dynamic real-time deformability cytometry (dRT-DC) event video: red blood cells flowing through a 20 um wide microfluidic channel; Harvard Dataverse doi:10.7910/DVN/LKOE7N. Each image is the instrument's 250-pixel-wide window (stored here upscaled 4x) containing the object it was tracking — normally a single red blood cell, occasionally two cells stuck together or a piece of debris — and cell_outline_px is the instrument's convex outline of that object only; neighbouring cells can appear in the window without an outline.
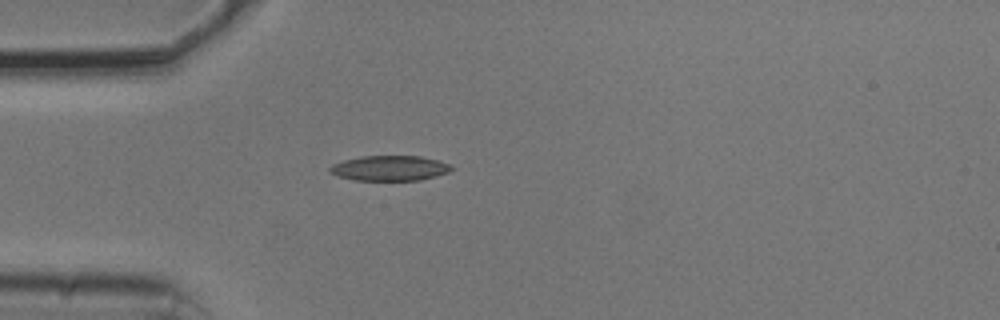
{"species": "common noctule bat (a hibernating species)", "species_latin": "Nyctalus noctula", "temperature_condition": "cold", "stored_images_in_passage": 39, "camera_frame_rate_fps": 3000, "um_per_image_px": 0.085, "animal": {"sex": "male", "body_mass_g": 20.5, "forearm_length_mm": 52.5}, "frame": {"image": 1, "passage_image": 1, "time_ms": 0.0, "image_size_px": [1000, 320], "cell_outline_px": [[456, 168], [448, 172], [436, 176], [420, 180], [352, 180], [336, 176], [328, 172], [328, 168], [332, 164], [344, 160], [360, 156], [420, 156], [440, 160]], "centroid_in_image_um": [33.1, 14.29], "position_along_channel_um": 51.9, "area_um2": 18.03}}
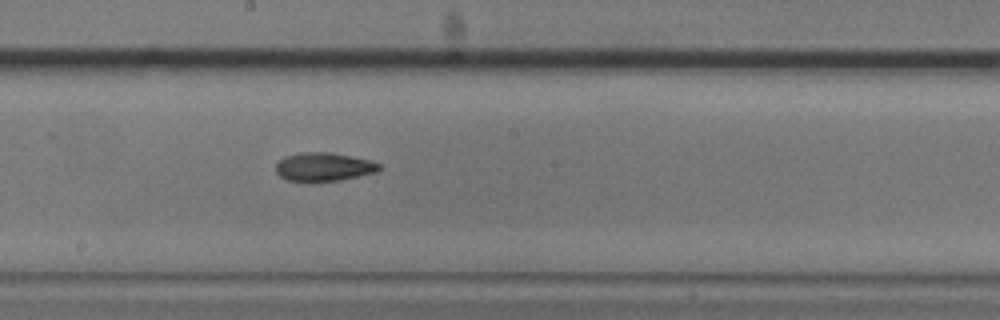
{"frame": {"image": 2, "passage_image": 15, "time_ms": 4.667, "image_size_px": [1000, 320], "cell_outline_px": [[384, 168], [380, 172], [340, 180], [316, 184], [308, 184], [288, 180], [280, 176], [276, 172], [276, 164], [284, 156], [300, 152], [332, 152], [372, 160], [380, 164]], "centroid_in_image_um": [27.56, 14.22], "position_along_channel_um": 220.6, "area_um2": 18.15}}
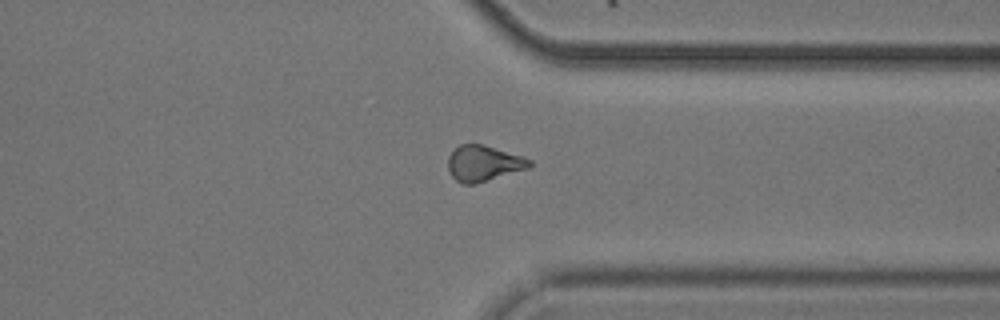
{"frame": {"image": 3, "passage_image": 27, "time_ms": 8.667, "image_size_px": [1000, 320], "cell_outline_px": [[532, 164], [528, 168], [472, 184], [460, 184], [452, 176], [448, 168], [448, 156], [460, 144], [480, 144], [524, 156], [532, 160]], "centroid_in_image_um": [41.09, 13.88], "position_along_channel_um": 370.3, "area_um2": 16.7}, "authors_computed_cell_mechanics": {"area_um2": 17.051, "velocity_mm_per_s": 3.7834, "shape_relaxation_time_tau1_ms": 8.5478, "shape_relaxation_time_tau2_ms": 8.2813, "deformation_change_tau1": 0.1544, "deformation_change_tau2": 0.1819}}